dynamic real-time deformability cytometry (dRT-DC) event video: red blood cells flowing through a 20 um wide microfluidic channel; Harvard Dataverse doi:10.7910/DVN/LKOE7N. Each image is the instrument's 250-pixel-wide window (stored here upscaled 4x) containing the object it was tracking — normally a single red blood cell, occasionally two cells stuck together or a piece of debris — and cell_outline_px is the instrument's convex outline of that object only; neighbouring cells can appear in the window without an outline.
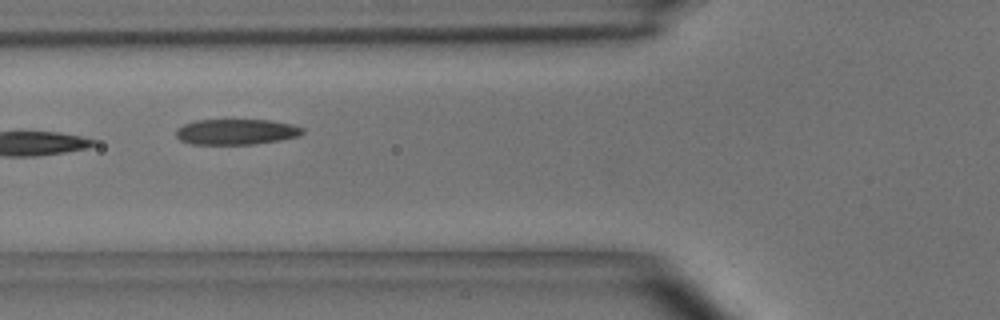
{"species": "common noctule bat (a hibernating species)", "species_latin": "Nyctalus noctula", "temperature_condition": "room temperature", "stored_images_in_passage": 5, "camera_frame_rate_fps": 3000, "um_per_image_px": 0.085, "animal": {"sex": "male", "body_mass_g": 15.6}, "frame": {"image": 1, "passage_image": 3, "time_ms": 2.333, "image_size_px": [1000, 320], "cell_outline_px": [[304, 132], [300, 136], [280, 140], [252, 144], [192, 144], [180, 140], [176, 136], [176, 128], [184, 124], [196, 120], [272, 120], [292, 124], [304, 128]], "centroid_in_image_um": [20.1, 11.2], "position_along_channel_um": 105.7, "area_um2": 18.96}}